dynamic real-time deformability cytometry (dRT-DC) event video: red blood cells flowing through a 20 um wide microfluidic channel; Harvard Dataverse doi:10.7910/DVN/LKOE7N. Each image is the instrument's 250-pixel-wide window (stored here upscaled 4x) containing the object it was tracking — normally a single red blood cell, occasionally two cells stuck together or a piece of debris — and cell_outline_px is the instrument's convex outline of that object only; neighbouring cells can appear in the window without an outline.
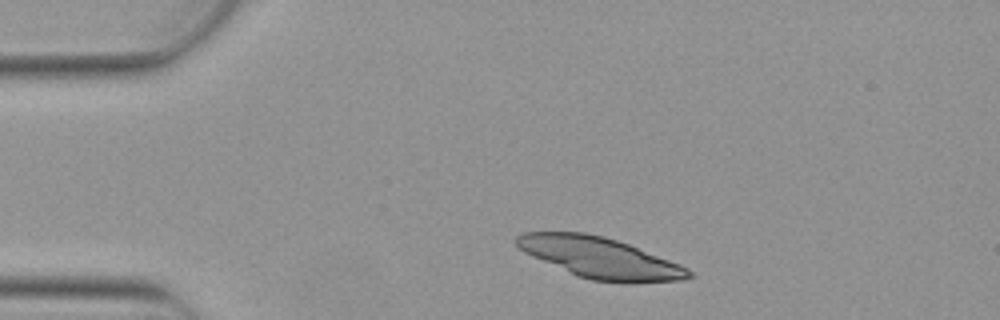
{"species": "Egyptian fruit bat (a non-hibernating species)", "species_latin": "Rousettus aegyptiacus", "temperature_condition": "warm", "stored_images_in_passage": 4, "camera_frame_rate_fps": 3000, "um_per_image_px": 0.085, "animal": {"sex": "female"}, "frame": {"image": 1, "passage_image": 2, "time_ms": 0.333, "image_size_px": [1000, 320], "cell_outline_px": [[696, 276], [680, 280], [592, 280], [580, 276], [532, 256], [524, 252], [512, 240], [516, 236], [524, 232], [584, 232], [604, 236], [628, 244], [680, 264], [688, 268]], "centroid_in_image_um": [50.94, 21.85], "position_along_channel_um": 34.1, "area_um2": 39.59}}